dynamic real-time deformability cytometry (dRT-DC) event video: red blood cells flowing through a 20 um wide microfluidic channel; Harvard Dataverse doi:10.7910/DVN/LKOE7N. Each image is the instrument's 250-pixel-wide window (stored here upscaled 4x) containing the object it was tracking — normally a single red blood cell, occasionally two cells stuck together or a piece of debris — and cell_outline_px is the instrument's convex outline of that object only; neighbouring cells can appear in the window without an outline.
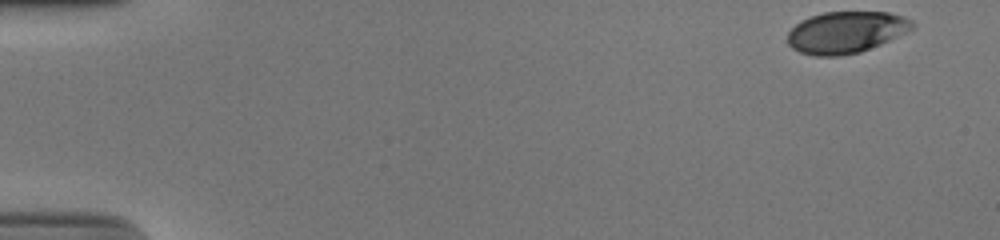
{"species": "human", "species_latin": "Homo sapiens", "temperature_condition": "cold", "stored_images_in_passage": 44, "camera_frame_rate_fps": 3000, "um_per_image_px": 0.085, "donor": {"sex": "male"}, "frame": {"image": 1, "passage_image": 1, "time_ms": 0.0, "image_size_px": [1000, 240], "cell_outline_px": [[916, 24], [912, 28], [880, 44], [860, 52], [840, 56], [816, 56], [800, 52], [792, 48], [788, 44], [788, 32], [800, 20], [824, 12], [888, 12], [904, 16], [912, 20]], "centroid_in_image_um": [71.89, 2.74], "position_along_channel_um": 13.1, "area_um2": 30.11}}
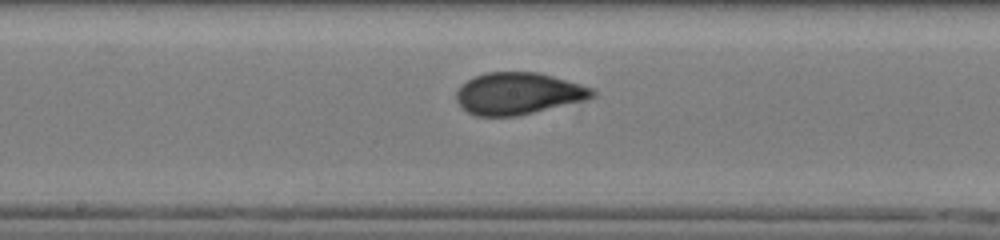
{"frame": {"image": 2, "passage_image": 27, "time_ms": 8.667, "image_size_px": [1000, 240], "cell_outline_px": [[596, 96], [588, 100], [516, 116], [476, 116], [468, 112], [456, 100], [456, 92], [460, 84], [472, 76], [488, 72], [536, 72], [552, 76], [580, 84], [592, 88], [596, 92]], "centroid_in_image_um": [44.05, 7.94], "position_along_channel_um": 204.2, "area_um2": 33.35}}
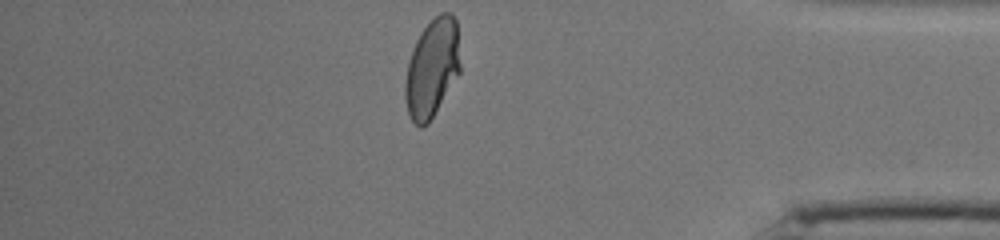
{"frame": {"image": 3, "passage_image": 44, "time_ms": 14.333, "image_size_px": [1000, 240], "cell_outline_px": [[460, 72], [428, 124], [420, 128], [412, 120], [408, 112], [404, 96], [404, 84], [408, 60], [416, 40], [420, 32], [440, 12], [452, 12], [456, 20], [460, 64]], "centroid_in_image_um": [36.71, 5.79], "position_along_channel_um": 398.5, "area_um2": 31.56}, "authors_computed_cell_mechanics": {"area_um2": 32.3969, "velocity_mm_per_s": 3.9084, "shape_relaxation_time_tau1_ms": 6.2523, "shape_relaxation_time_tau2_ms": null, "deformation_change_tau1": 0.2021, "deformation_change_tau2": null}}